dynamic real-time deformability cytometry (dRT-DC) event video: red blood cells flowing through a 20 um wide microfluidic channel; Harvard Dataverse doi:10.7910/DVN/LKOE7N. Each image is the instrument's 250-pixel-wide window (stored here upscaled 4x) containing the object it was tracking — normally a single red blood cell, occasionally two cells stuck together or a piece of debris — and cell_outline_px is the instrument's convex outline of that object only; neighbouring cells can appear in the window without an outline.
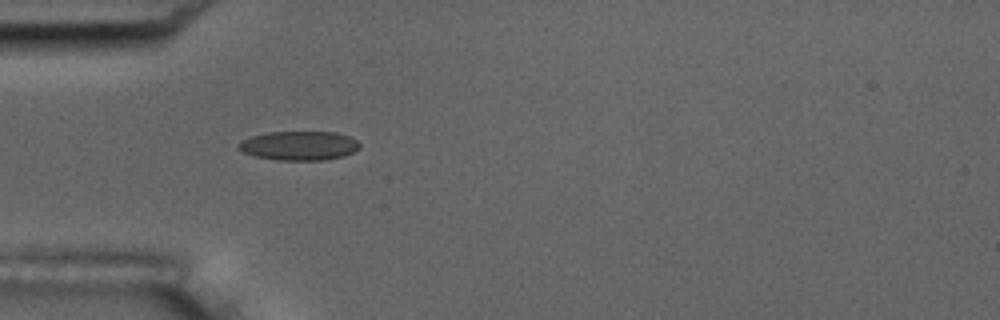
{"species": "common noctule bat (a hibernating species)", "species_latin": "Nyctalus noctula", "temperature_condition": "room temperature", "stored_images_in_passage": 2, "camera_frame_rate_fps": 3000, "um_per_image_px": 0.085, "animal": {"sex": "male", "body_mass_g": 17.5, "forearm_length_mm": 52.3}, "frame": {"image": 1, "passage_image": 1, "time_ms": 0.0, "image_size_px": [1000, 320], "cell_outline_px": [[360, 148], [344, 156], [324, 160], [280, 160], [256, 156], [244, 152], [236, 148], [236, 144], [252, 136], [268, 132], [336, 132], [348, 136], [356, 140], [360, 144]], "centroid_in_image_um": [25.43, 12.38], "position_along_channel_um": 59.6, "area_um2": 20.46}}